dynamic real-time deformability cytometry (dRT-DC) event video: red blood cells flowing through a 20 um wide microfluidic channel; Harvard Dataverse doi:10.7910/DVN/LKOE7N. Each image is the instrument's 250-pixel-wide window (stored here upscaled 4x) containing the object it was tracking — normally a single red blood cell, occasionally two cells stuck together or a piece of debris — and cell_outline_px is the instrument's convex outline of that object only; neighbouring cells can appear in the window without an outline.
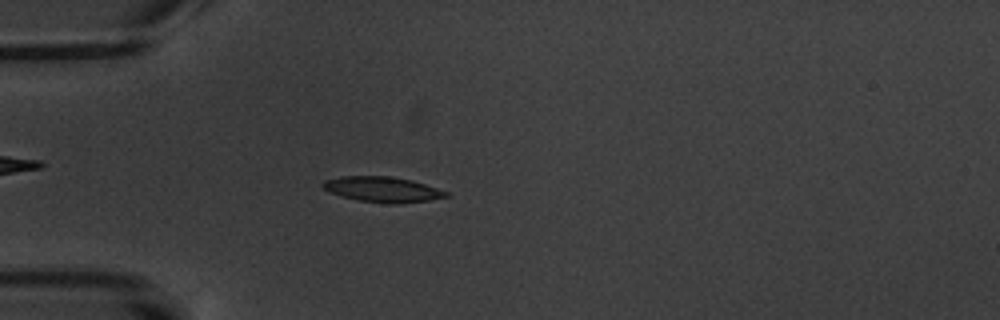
{"species": "common noctule bat (a hibernating species)", "species_latin": "Nyctalus noctula", "temperature_condition": "warm", "stored_images_in_passage": 7, "camera_frame_rate_fps": 3000, "um_per_image_px": 0.085, "animal": {"sex": "male", "body_mass_g": 20.1, "forearm_length_mm": 53.5}, "frame": {"image": 1, "passage_image": 7, "time_ms": 7.0, "image_size_px": [1000, 320], "cell_outline_px": [[448, 196], [428, 200], [400, 204], [388, 204], [360, 200], [328, 192], [320, 184], [324, 180], [344, 176], [388, 176], [412, 180], [448, 192]], "centroid_in_image_um": [32.49, 16.1], "position_along_channel_um": 52.5, "area_um2": 18.03}}